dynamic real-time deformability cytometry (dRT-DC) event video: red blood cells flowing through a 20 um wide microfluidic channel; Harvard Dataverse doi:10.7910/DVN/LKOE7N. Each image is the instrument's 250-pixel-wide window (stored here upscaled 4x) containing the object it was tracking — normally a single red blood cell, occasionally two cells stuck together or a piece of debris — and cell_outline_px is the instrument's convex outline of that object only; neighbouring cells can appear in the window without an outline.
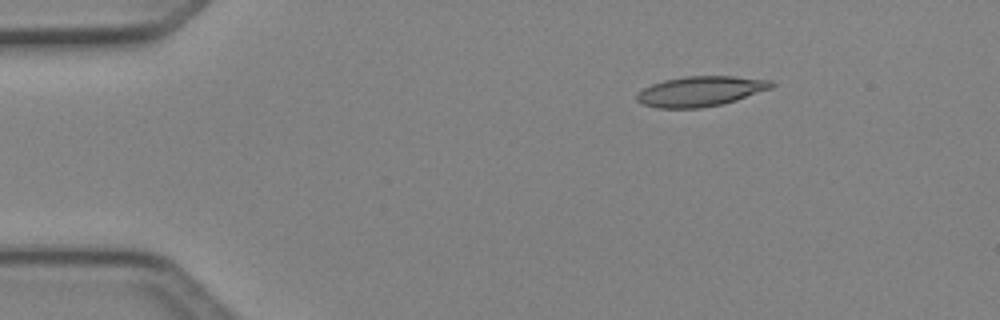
{"species": "Egyptian fruit bat (a non-hibernating species)", "species_latin": "Rousettus aegyptiacus", "temperature_condition": "cold", "stored_images_in_passage": 4, "camera_frame_rate_fps": 3000, "um_per_image_px": 0.085, "animal": {"sex": "female"}, "frame": {"image": 1, "passage_image": 2, "time_ms": 0.333, "image_size_px": [1000, 320], "cell_outline_px": [[776, 84], [772, 88], [724, 104], [700, 108], [656, 108], [644, 104], [636, 100], [636, 92], [652, 84], [664, 80], [684, 76], [732, 76], [772, 80]], "centroid_in_image_um": [59.54, 7.76], "position_along_channel_um": 25.5, "area_um2": 23.76}}
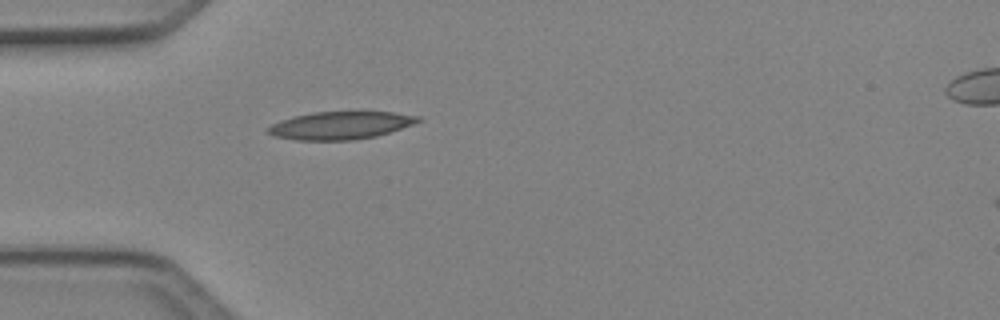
{"frame": {"image": 2, "passage_image": 4, "time_ms": 1.0, "image_size_px": [1000, 320], "cell_outline_px": [[424, 120], [376, 136], [352, 140], [296, 140], [272, 136], [268, 132], [268, 128], [272, 124], [280, 120], [292, 116], [312, 112], [364, 108], [420, 116]], "centroid_in_image_um": [28.97, 10.6], "position_along_channel_um": 56.0, "area_um2": 25.32}}